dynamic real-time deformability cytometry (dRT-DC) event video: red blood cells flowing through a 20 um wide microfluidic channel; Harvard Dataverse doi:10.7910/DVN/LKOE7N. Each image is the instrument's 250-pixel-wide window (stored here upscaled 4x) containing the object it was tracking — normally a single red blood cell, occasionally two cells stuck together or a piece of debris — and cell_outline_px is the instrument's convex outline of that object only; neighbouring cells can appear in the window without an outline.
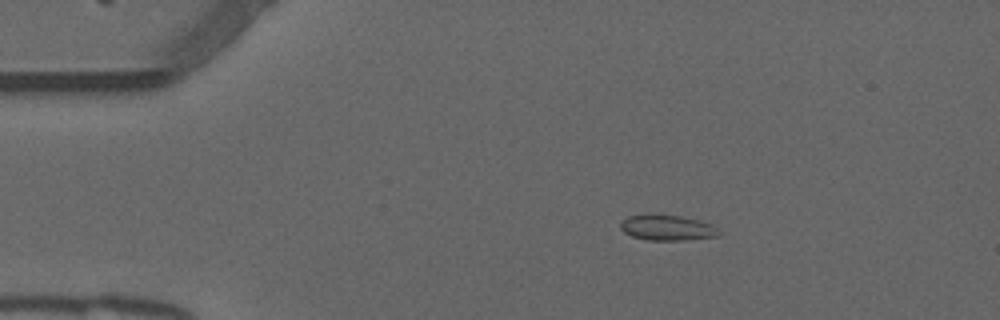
{"species": "common noctule bat (a hibernating species)", "species_latin": "Nyctalus noctula", "temperature_condition": "warm", "stored_images_in_passage": 45, "camera_frame_rate_fps": 3000, "um_per_image_px": 0.085, "animal": {"sex": "male", "forearm_length_mm": 52.5}, "frame": {"image": 1, "passage_image": 1, "time_ms": 0.0, "image_size_px": [1000, 320], "cell_outline_px": [[720, 236], [684, 240], [648, 240], [632, 236], [624, 232], [620, 228], [620, 224], [628, 216], [680, 216], [700, 220], [712, 224], [720, 232]], "centroid_in_image_um": [56.77, 19.38], "position_along_channel_um": 28.2, "area_um2": 14.22}}
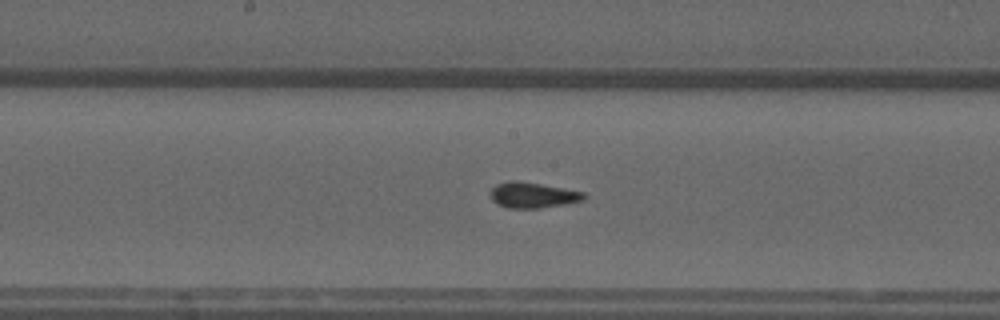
{"frame": {"image": 2, "passage_image": 19, "time_ms": 6.0, "image_size_px": [1000, 320], "cell_outline_px": [[588, 196], [584, 200], [568, 204], [540, 208], [508, 208], [496, 204], [492, 200], [492, 188], [496, 184], [508, 180], [516, 180], [564, 188], [584, 192]], "centroid_in_image_um": [45.32, 16.59], "position_along_channel_um": 202.9, "area_um2": 14.1}}
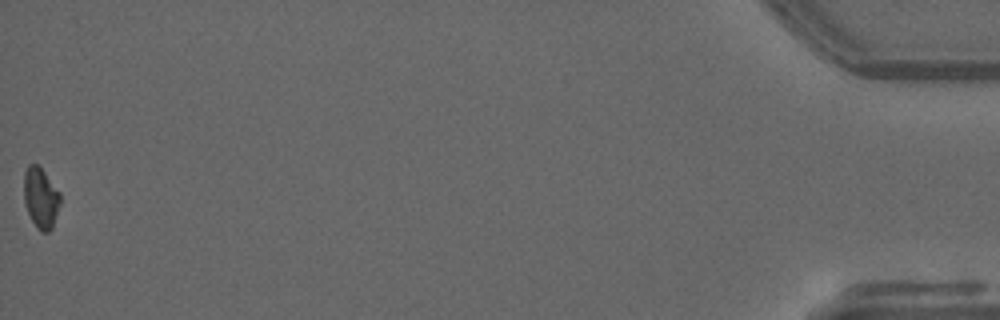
{"frame": {"image": 3, "passage_image": 45, "time_ms": 14.667, "image_size_px": [1000, 320], "cell_outline_px": [[60, 204], [52, 228], [48, 232], [40, 232], [36, 228], [24, 204], [24, 172], [28, 164], [36, 164], [44, 172], [60, 192]], "centroid_in_image_um": [3.46, 16.83], "position_along_channel_um": 431.7, "area_um2": 12.83}}